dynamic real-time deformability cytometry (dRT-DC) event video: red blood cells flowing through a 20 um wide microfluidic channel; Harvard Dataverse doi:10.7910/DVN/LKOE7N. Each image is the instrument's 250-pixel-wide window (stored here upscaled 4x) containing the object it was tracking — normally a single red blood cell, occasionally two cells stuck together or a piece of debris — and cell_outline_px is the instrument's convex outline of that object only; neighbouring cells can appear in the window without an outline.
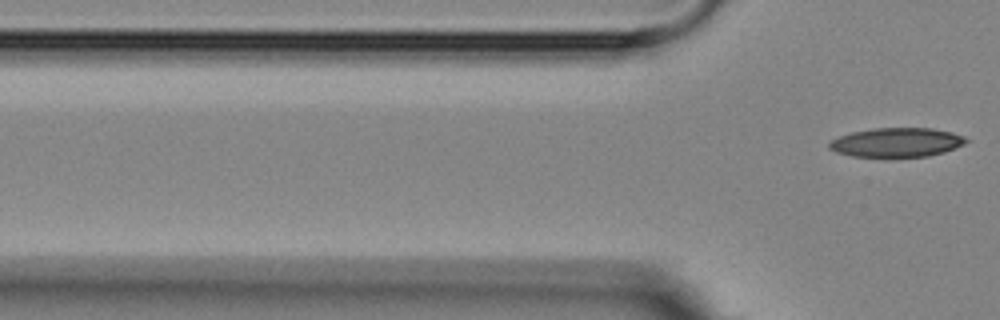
{"species": "Egyptian fruit bat (a non-hibernating species)", "species_latin": "Rousettus aegyptiacus", "temperature_condition": "room temperature", "stored_images_in_passage": 7, "segment_of_instrument_passage": [2, 2], "camera_frame_rate_fps": 3000, "um_per_image_px": 0.085, "animal": {"sex": "female"}, "frame": {"image": 1, "passage_image": 7, "time_ms": 9.333, "image_size_px": [1000, 320], "cell_outline_px": [[968, 140], [964, 144], [944, 152], [928, 156], [884, 160], [852, 156], [836, 152], [828, 148], [828, 144], [832, 140], [840, 136], [852, 132], [872, 128], [932, 128], [952, 132], [964, 136]], "centroid_in_image_um": [76.19, 12.15], "position_along_channel_um": 49.6, "area_um2": 24.16}}